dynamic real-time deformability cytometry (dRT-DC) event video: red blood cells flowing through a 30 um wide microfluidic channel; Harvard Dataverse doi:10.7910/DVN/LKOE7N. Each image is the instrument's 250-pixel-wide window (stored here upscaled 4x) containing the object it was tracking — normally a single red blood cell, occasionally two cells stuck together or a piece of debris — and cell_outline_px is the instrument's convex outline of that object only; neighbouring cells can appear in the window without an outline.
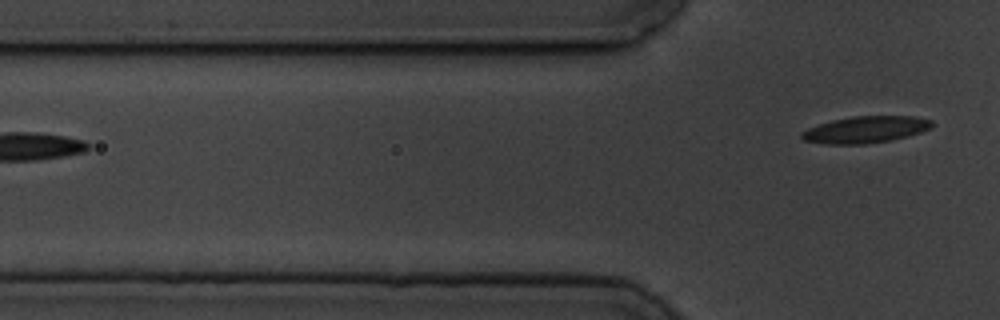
{"species": "common noctule bat (a hibernating species)", "species_latin": "Nyctalus noctula", "temperature_condition": "cold", "stored_images_in_passage": 3, "camera_frame_rate_fps": 3000, "um_per_image_px": 0.085, "animal": {"sex": "male", "body_mass_g": 19.5, "forearm_length_mm": 54.6}, "frame": {"image": 1, "passage_image": 3, "time_ms": 2.333, "image_size_px": [1000, 320], "cell_outline_px": [[932, 128], [908, 136], [892, 140], [864, 144], [828, 144], [804, 140], [800, 136], [800, 132], [808, 128], [832, 120], [852, 116], [916, 116], [932, 120]], "centroid_in_image_um": [73.59, 11.01], "position_along_channel_um": 52.2, "area_um2": 20.29}}